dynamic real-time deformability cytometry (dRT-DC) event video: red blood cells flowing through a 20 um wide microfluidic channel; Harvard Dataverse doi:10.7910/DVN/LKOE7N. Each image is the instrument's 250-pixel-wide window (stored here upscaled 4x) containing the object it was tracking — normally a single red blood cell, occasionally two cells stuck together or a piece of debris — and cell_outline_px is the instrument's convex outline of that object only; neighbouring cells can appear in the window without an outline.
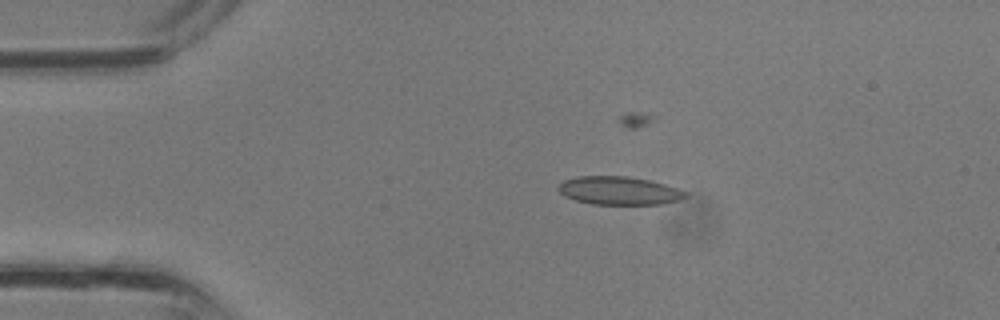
{"species": "common noctule bat (a hibernating species)", "species_latin": "Nyctalus noctula", "temperature_condition": "room temperature", "stored_images_in_passage": 27, "camera_frame_rate_fps": 3000, "um_per_image_px": 0.085, "animal": {"sex": "male", "body_mass_g": 13.3}, "frame": {"image": 1, "passage_image": 6, "time_ms": 1.667, "image_size_px": [1000, 320], "cell_outline_px": [[688, 196], [680, 200], [664, 204], [592, 204], [576, 200], [564, 196], [556, 188], [564, 180], [576, 176], [628, 176], [648, 180], [664, 184], [688, 192]], "centroid_in_image_um": [52.63, 16.2], "position_along_channel_um": 32.4, "area_um2": 20.98}}
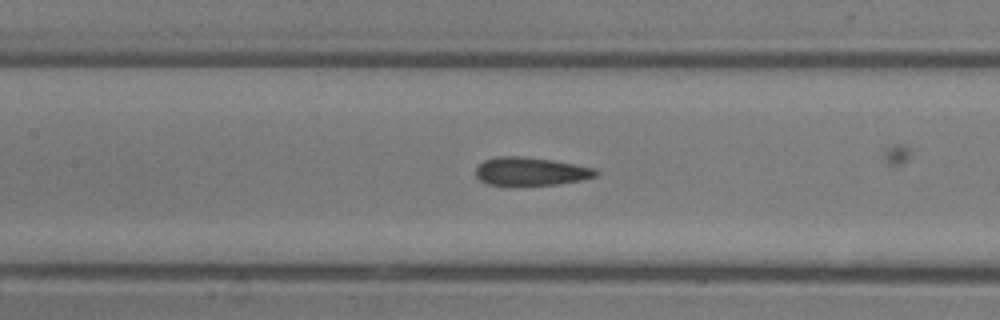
{"frame": {"image": 2, "passage_image": 15, "time_ms": 4.667, "image_size_px": [1000, 320], "cell_outline_px": [[600, 172], [596, 176], [580, 180], [560, 184], [488, 184], [480, 180], [476, 176], [476, 168], [484, 160], [496, 156], [524, 156], [552, 160], [576, 164], [596, 168]], "centroid_in_image_um": [45.14, 14.54], "position_along_channel_um": 162.3, "area_um2": 19.59}}
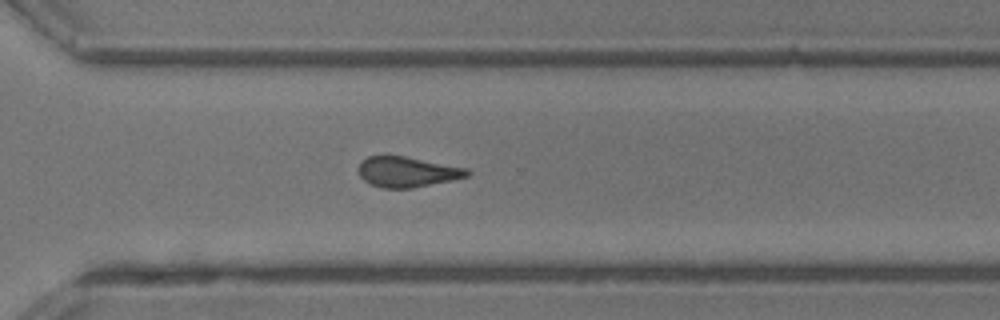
{"frame": {"image": 3, "passage_image": 24, "time_ms": 7.667, "image_size_px": [1000, 320], "cell_outline_px": [[472, 172], [468, 176], [452, 180], [412, 188], [384, 188], [368, 184], [360, 176], [360, 164], [368, 156], [404, 156], [468, 168]], "centroid_in_image_um": [34.65, 14.62], "position_along_channel_um": 336.0, "area_um2": 19.07}}